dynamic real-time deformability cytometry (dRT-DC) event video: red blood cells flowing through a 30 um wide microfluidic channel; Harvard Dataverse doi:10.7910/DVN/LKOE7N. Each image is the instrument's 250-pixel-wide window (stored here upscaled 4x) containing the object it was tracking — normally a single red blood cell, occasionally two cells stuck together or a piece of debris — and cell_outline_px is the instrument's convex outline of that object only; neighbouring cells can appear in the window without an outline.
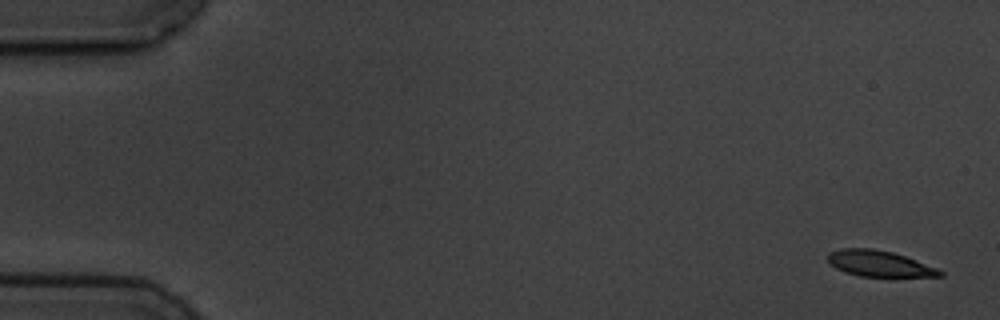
{"species": "common noctule bat (a hibernating species)", "species_latin": "Nyctalus noctula", "temperature_condition": "cold", "stored_images_in_passage": 5, "camera_frame_rate_fps": 3000, "um_per_image_px": 0.085, "animal": {"sex": "male", "body_mass_g": 19.5, "forearm_length_mm": 54.6}, "frame": {"image": 1, "passage_image": 1, "time_ms": 0.0, "image_size_px": [1000, 320], "cell_outline_px": [[944, 276], [860, 276], [844, 272], [836, 268], [828, 260], [828, 252], [840, 248], [872, 248], [892, 252], [916, 260], [936, 268], [944, 272]], "centroid_in_image_um": [74.71, 22.39], "position_along_channel_um": 10.3, "area_um2": 16.76}}
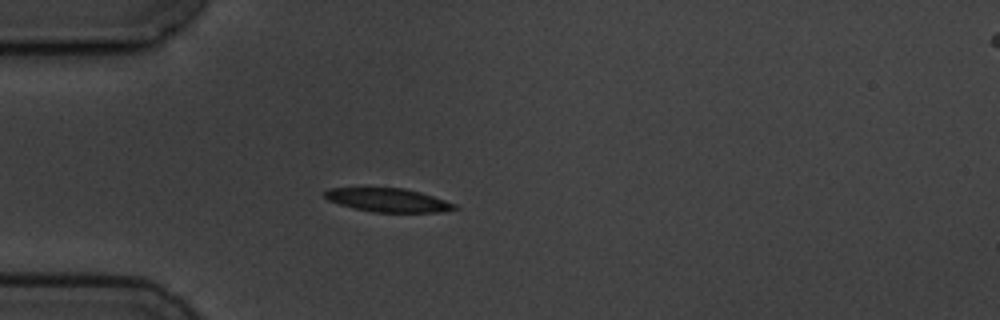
{"frame": {"image": 2, "passage_image": 5, "time_ms": 4.667, "image_size_px": [1000, 320], "cell_outline_px": [[460, 208], [440, 212], [372, 212], [352, 208], [328, 200], [324, 196], [324, 192], [328, 188], [404, 188], [420, 192], [456, 204]], "centroid_in_image_um": [32.98, 17.01], "position_along_channel_um": 52.0, "area_um2": 17.8}}